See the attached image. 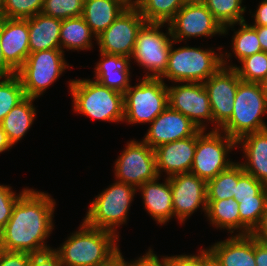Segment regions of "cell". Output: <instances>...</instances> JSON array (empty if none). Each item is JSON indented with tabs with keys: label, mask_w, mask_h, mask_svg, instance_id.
<instances>
[{
	"label": "cell",
	"mask_w": 267,
	"mask_h": 266,
	"mask_svg": "<svg viewBox=\"0 0 267 266\" xmlns=\"http://www.w3.org/2000/svg\"><path fill=\"white\" fill-rule=\"evenodd\" d=\"M48 192L28 188L14 205L12 216L0 233V249L10 252L40 253L54 226L56 200Z\"/></svg>",
	"instance_id": "cell-1"
},
{
	"label": "cell",
	"mask_w": 267,
	"mask_h": 266,
	"mask_svg": "<svg viewBox=\"0 0 267 266\" xmlns=\"http://www.w3.org/2000/svg\"><path fill=\"white\" fill-rule=\"evenodd\" d=\"M53 248L62 266H99L107 263L119 251V236L115 233L88 226L83 220L78 229Z\"/></svg>",
	"instance_id": "cell-2"
},
{
	"label": "cell",
	"mask_w": 267,
	"mask_h": 266,
	"mask_svg": "<svg viewBox=\"0 0 267 266\" xmlns=\"http://www.w3.org/2000/svg\"><path fill=\"white\" fill-rule=\"evenodd\" d=\"M68 83L76 114L108 123L123 122L124 94L90 78L70 79Z\"/></svg>",
	"instance_id": "cell-3"
},
{
	"label": "cell",
	"mask_w": 267,
	"mask_h": 266,
	"mask_svg": "<svg viewBox=\"0 0 267 266\" xmlns=\"http://www.w3.org/2000/svg\"><path fill=\"white\" fill-rule=\"evenodd\" d=\"M173 40L168 58V66L160 77L170 82H198L204 83L223 66L224 47L214 48L180 46L174 48Z\"/></svg>",
	"instance_id": "cell-4"
},
{
	"label": "cell",
	"mask_w": 267,
	"mask_h": 266,
	"mask_svg": "<svg viewBox=\"0 0 267 266\" xmlns=\"http://www.w3.org/2000/svg\"><path fill=\"white\" fill-rule=\"evenodd\" d=\"M135 194V186L114 181L93 198L82 220L90 227L105 229L120 237L117 229L128 222V213Z\"/></svg>",
	"instance_id": "cell-5"
},
{
	"label": "cell",
	"mask_w": 267,
	"mask_h": 266,
	"mask_svg": "<svg viewBox=\"0 0 267 266\" xmlns=\"http://www.w3.org/2000/svg\"><path fill=\"white\" fill-rule=\"evenodd\" d=\"M267 96L261 83L240 81L230 120L220 129L236 141L242 136L267 129Z\"/></svg>",
	"instance_id": "cell-6"
},
{
	"label": "cell",
	"mask_w": 267,
	"mask_h": 266,
	"mask_svg": "<svg viewBox=\"0 0 267 266\" xmlns=\"http://www.w3.org/2000/svg\"><path fill=\"white\" fill-rule=\"evenodd\" d=\"M124 93L123 123L150 124L168 106L167 84L160 78H138Z\"/></svg>",
	"instance_id": "cell-7"
},
{
	"label": "cell",
	"mask_w": 267,
	"mask_h": 266,
	"mask_svg": "<svg viewBox=\"0 0 267 266\" xmlns=\"http://www.w3.org/2000/svg\"><path fill=\"white\" fill-rule=\"evenodd\" d=\"M66 69L72 68L64 52L61 49H51L29 53L16 75L21 81L25 95L40 99Z\"/></svg>",
	"instance_id": "cell-8"
},
{
	"label": "cell",
	"mask_w": 267,
	"mask_h": 266,
	"mask_svg": "<svg viewBox=\"0 0 267 266\" xmlns=\"http://www.w3.org/2000/svg\"><path fill=\"white\" fill-rule=\"evenodd\" d=\"M163 27H167L165 33L162 32ZM172 42L168 24L146 22L141 27L131 60L147 70L143 78H160L165 73Z\"/></svg>",
	"instance_id": "cell-9"
},
{
	"label": "cell",
	"mask_w": 267,
	"mask_h": 266,
	"mask_svg": "<svg viewBox=\"0 0 267 266\" xmlns=\"http://www.w3.org/2000/svg\"><path fill=\"white\" fill-rule=\"evenodd\" d=\"M235 147L236 140L224 132L199 129L196 132V149L190 172L206 182L215 178L235 163L229 158Z\"/></svg>",
	"instance_id": "cell-10"
},
{
	"label": "cell",
	"mask_w": 267,
	"mask_h": 266,
	"mask_svg": "<svg viewBox=\"0 0 267 266\" xmlns=\"http://www.w3.org/2000/svg\"><path fill=\"white\" fill-rule=\"evenodd\" d=\"M113 168L116 181L136 188L158 177L155 151L142 140L128 141Z\"/></svg>",
	"instance_id": "cell-11"
},
{
	"label": "cell",
	"mask_w": 267,
	"mask_h": 266,
	"mask_svg": "<svg viewBox=\"0 0 267 266\" xmlns=\"http://www.w3.org/2000/svg\"><path fill=\"white\" fill-rule=\"evenodd\" d=\"M167 85L168 106L189 118L199 129L213 125L209 95L203 83L177 82ZM178 84V85H177ZM207 123V124H206Z\"/></svg>",
	"instance_id": "cell-12"
},
{
	"label": "cell",
	"mask_w": 267,
	"mask_h": 266,
	"mask_svg": "<svg viewBox=\"0 0 267 266\" xmlns=\"http://www.w3.org/2000/svg\"><path fill=\"white\" fill-rule=\"evenodd\" d=\"M145 23L144 17L136 7H128L97 36L99 52L131 57L138 32Z\"/></svg>",
	"instance_id": "cell-13"
},
{
	"label": "cell",
	"mask_w": 267,
	"mask_h": 266,
	"mask_svg": "<svg viewBox=\"0 0 267 266\" xmlns=\"http://www.w3.org/2000/svg\"><path fill=\"white\" fill-rule=\"evenodd\" d=\"M168 25L175 44L184 40L186 44L190 38L223 36L222 25L204 3L183 5Z\"/></svg>",
	"instance_id": "cell-14"
},
{
	"label": "cell",
	"mask_w": 267,
	"mask_h": 266,
	"mask_svg": "<svg viewBox=\"0 0 267 266\" xmlns=\"http://www.w3.org/2000/svg\"><path fill=\"white\" fill-rule=\"evenodd\" d=\"M240 81L234 68L222 66L203 83L213 116V127L210 130H220L230 120Z\"/></svg>",
	"instance_id": "cell-15"
},
{
	"label": "cell",
	"mask_w": 267,
	"mask_h": 266,
	"mask_svg": "<svg viewBox=\"0 0 267 266\" xmlns=\"http://www.w3.org/2000/svg\"><path fill=\"white\" fill-rule=\"evenodd\" d=\"M172 191L174 217L180 224L186 223L193 213L201 208L206 214L207 182L197 175L187 172L169 177Z\"/></svg>",
	"instance_id": "cell-16"
},
{
	"label": "cell",
	"mask_w": 267,
	"mask_h": 266,
	"mask_svg": "<svg viewBox=\"0 0 267 266\" xmlns=\"http://www.w3.org/2000/svg\"><path fill=\"white\" fill-rule=\"evenodd\" d=\"M199 128L182 113L169 106L151 123L141 139L151 148L193 136Z\"/></svg>",
	"instance_id": "cell-17"
},
{
	"label": "cell",
	"mask_w": 267,
	"mask_h": 266,
	"mask_svg": "<svg viewBox=\"0 0 267 266\" xmlns=\"http://www.w3.org/2000/svg\"><path fill=\"white\" fill-rule=\"evenodd\" d=\"M195 149L196 133L191 137L166 143L155 148L158 176L161 178L163 172L167 177L190 172Z\"/></svg>",
	"instance_id": "cell-18"
},
{
	"label": "cell",
	"mask_w": 267,
	"mask_h": 266,
	"mask_svg": "<svg viewBox=\"0 0 267 266\" xmlns=\"http://www.w3.org/2000/svg\"><path fill=\"white\" fill-rule=\"evenodd\" d=\"M0 42L4 59L17 71L30 53L28 21L1 18Z\"/></svg>",
	"instance_id": "cell-19"
},
{
	"label": "cell",
	"mask_w": 267,
	"mask_h": 266,
	"mask_svg": "<svg viewBox=\"0 0 267 266\" xmlns=\"http://www.w3.org/2000/svg\"><path fill=\"white\" fill-rule=\"evenodd\" d=\"M207 249L219 266H256L252 235L228 236Z\"/></svg>",
	"instance_id": "cell-20"
},
{
	"label": "cell",
	"mask_w": 267,
	"mask_h": 266,
	"mask_svg": "<svg viewBox=\"0 0 267 266\" xmlns=\"http://www.w3.org/2000/svg\"><path fill=\"white\" fill-rule=\"evenodd\" d=\"M159 179L158 176L152 181L145 182L137 188V191L141 192L146 213L160 226L174 218V210L169 177L164 178L162 183Z\"/></svg>",
	"instance_id": "cell-21"
},
{
	"label": "cell",
	"mask_w": 267,
	"mask_h": 266,
	"mask_svg": "<svg viewBox=\"0 0 267 266\" xmlns=\"http://www.w3.org/2000/svg\"><path fill=\"white\" fill-rule=\"evenodd\" d=\"M236 147L243 152V170L267 186V129L242 136Z\"/></svg>",
	"instance_id": "cell-22"
},
{
	"label": "cell",
	"mask_w": 267,
	"mask_h": 266,
	"mask_svg": "<svg viewBox=\"0 0 267 266\" xmlns=\"http://www.w3.org/2000/svg\"><path fill=\"white\" fill-rule=\"evenodd\" d=\"M99 53L101 58L95 63L93 80L124 94L132 80L131 57Z\"/></svg>",
	"instance_id": "cell-23"
},
{
	"label": "cell",
	"mask_w": 267,
	"mask_h": 266,
	"mask_svg": "<svg viewBox=\"0 0 267 266\" xmlns=\"http://www.w3.org/2000/svg\"><path fill=\"white\" fill-rule=\"evenodd\" d=\"M239 212V202L233 198L207 200L205 216L210 225L219 230H227L229 236L251 235L252 231L240 220Z\"/></svg>",
	"instance_id": "cell-24"
},
{
	"label": "cell",
	"mask_w": 267,
	"mask_h": 266,
	"mask_svg": "<svg viewBox=\"0 0 267 266\" xmlns=\"http://www.w3.org/2000/svg\"><path fill=\"white\" fill-rule=\"evenodd\" d=\"M30 53L43 50L61 49L60 28L62 20L38 13L27 18Z\"/></svg>",
	"instance_id": "cell-25"
},
{
	"label": "cell",
	"mask_w": 267,
	"mask_h": 266,
	"mask_svg": "<svg viewBox=\"0 0 267 266\" xmlns=\"http://www.w3.org/2000/svg\"><path fill=\"white\" fill-rule=\"evenodd\" d=\"M127 8L120 0H84L82 17L97 37Z\"/></svg>",
	"instance_id": "cell-26"
},
{
	"label": "cell",
	"mask_w": 267,
	"mask_h": 266,
	"mask_svg": "<svg viewBox=\"0 0 267 266\" xmlns=\"http://www.w3.org/2000/svg\"><path fill=\"white\" fill-rule=\"evenodd\" d=\"M35 100L26 96L0 123L13 146L25 137L34 123L37 114L33 104Z\"/></svg>",
	"instance_id": "cell-27"
},
{
	"label": "cell",
	"mask_w": 267,
	"mask_h": 266,
	"mask_svg": "<svg viewBox=\"0 0 267 266\" xmlns=\"http://www.w3.org/2000/svg\"><path fill=\"white\" fill-rule=\"evenodd\" d=\"M97 41L96 35L87 25L84 18L74 17L62 20L60 28V47L65 53L67 51H88L93 49V39ZM65 49V51H64Z\"/></svg>",
	"instance_id": "cell-28"
},
{
	"label": "cell",
	"mask_w": 267,
	"mask_h": 266,
	"mask_svg": "<svg viewBox=\"0 0 267 266\" xmlns=\"http://www.w3.org/2000/svg\"><path fill=\"white\" fill-rule=\"evenodd\" d=\"M239 29L235 31L234 26L236 23L223 27V36L228 34L230 28L233 32L230 45L234 57L237 58L238 62L242 59L261 52V45L258 39L257 31L247 22H239Z\"/></svg>",
	"instance_id": "cell-29"
},
{
	"label": "cell",
	"mask_w": 267,
	"mask_h": 266,
	"mask_svg": "<svg viewBox=\"0 0 267 266\" xmlns=\"http://www.w3.org/2000/svg\"><path fill=\"white\" fill-rule=\"evenodd\" d=\"M232 56L231 52L223 53V66L234 68L241 81L261 83L267 77V52L261 51L242 59L240 66L231 63Z\"/></svg>",
	"instance_id": "cell-30"
},
{
	"label": "cell",
	"mask_w": 267,
	"mask_h": 266,
	"mask_svg": "<svg viewBox=\"0 0 267 266\" xmlns=\"http://www.w3.org/2000/svg\"><path fill=\"white\" fill-rule=\"evenodd\" d=\"M239 162L220 172L215 178L207 181V200H224L233 198L238 178L244 173Z\"/></svg>",
	"instance_id": "cell-31"
},
{
	"label": "cell",
	"mask_w": 267,
	"mask_h": 266,
	"mask_svg": "<svg viewBox=\"0 0 267 266\" xmlns=\"http://www.w3.org/2000/svg\"><path fill=\"white\" fill-rule=\"evenodd\" d=\"M183 5L182 0H139L136 8L146 22L168 24Z\"/></svg>",
	"instance_id": "cell-32"
},
{
	"label": "cell",
	"mask_w": 267,
	"mask_h": 266,
	"mask_svg": "<svg viewBox=\"0 0 267 266\" xmlns=\"http://www.w3.org/2000/svg\"><path fill=\"white\" fill-rule=\"evenodd\" d=\"M243 0H206L205 6L212 13L213 17L225 27L233 23L246 21V6Z\"/></svg>",
	"instance_id": "cell-33"
},
{
	"label": "cell",
	"mask_w": 267,
	"mask_h": 266,
	"mask_svg": "<svg viewBox=\"0 0 267 266\" xmlns=\"http://www.w3.org/2000/svg\"><path fill=\"white\" fill-rule=\"evenodd\" d=\"M26 97L19 77H0V123Z\"/></svg>",
	"instance_id": "cell-34"
},
{
	"label": "cell",
	"mask_w": 267,
	"mask_h": 266,
	"mask_svg": "<svg viewBox=\"0 0 267 266\" xmlns=\"http://www.w3.org/2000/svg\"><path fill=\"white\" fill-rule=\"evenodd\" d=\"M267 206V186L255 197L239 202L240 220L253 231L259 224Z\"/></svg>",
	"instance_id": "cell-35"
},
{
	"label": "cell",
	"mask_w": 267,
	"mask_h": 266,
	"mask_svg": "<svg viewBox=\"0 0 267 266\" xmlns=\"http://www.w3.org/2000/svg\"><path fill=\"white\" fill-rule=\"evenodd\" d=\"M84 0H43L41 13L60 20L80 17Z\"/></svg>",
	"instance_id": "cell-36"
},
{
	"label": "cell",
	"mask_w": 267,
	"mask_h": 266,
	"mask_svg": "<svg viewBox=\"0 0 267 266\" xmlns=\"http://www.w3.org/2000/svg\"><path fill=\"white\" fill-rule=\"evenodd\" d=\"M43 8V0H4L3 18L27 19Z\"/></svg>",
	"instance_id": "cell-37"
},
{
	"label": "cell",
	"mask_w": 267,
	"mask_h": 266,
	"mask_svg": "<svg viewBox=\"0 0 267 266\" xmlns=\"http://www.w3.org/2000/svg\"><path fill=\"white\" fill-rule=\"evenodd\" d=\"M27 189L28 187L17 194L10 185L0 184V233L12 216L17 200Z\"/></svg>",
	"instance_id": "cell-38"
},
{
	"label": "cell",
	"mask_w": 267,
	"mask_h": 266,
	"mask_svg": "<svg viewBox=\"0 0 267 266\" xmlns=\"http://www.w3.org/2000/svg\"><path fill=\"white\" fill-rule=\"evenodd\" d=\"M266 186L253 177L251 174L244 172L239 178L233 199L237 202L247 198H255Z\"/></svg>",
	"instance_id": "cell-39"
},
{
	"label": "cell",
	"mask_w": 267,
	"mask_h": 266,
	"mask_svg": "<svg viewBox=\"0 0 267 266\" xmlns=\"http://www.w3.org/2000/svg\"><path fill=\"white\" fill-rule=\"evenodd\" d=\"M170 266H209V250H198L197 254H180L170 256Z\"/></svg>",
	"instance_id": "cell-40"
},
{
	"label": "cell",
	"mask_w": 267,
	"mask_h": 266,
	"mask_svg": "<svg viewBox=\"0 0 267 266\" xmlns=\"http://www.w3.org/2000/svg\"><path fill=\"white\" fill-rule=\"evenodd\" d=\"M31 254L0 249V266H29Z\"/></svg>",
	"instance_id": "cell-41"
},
{
	"label": "cell",
	"mask_w": 267,
	"mask_h": 266,
	"mask_svg": "<svg viewBox=\"0 0 267 266\" xmlns=\"http://www.w3.org/2000/svg\"><path fill=\"white\" fill-rule=\"evenodd\" d=\"M155 254L152 248H149L148 251L136 260H130L131 266H170V256H160Z\"/></svg>",
	"instance_id": "cell-42"
},
{
	"label": "cell",
	"mask_w": 267,
	"mask_h": 266,
	"mask_svg": "<svg viewBox=\"0 0 267 266\" xmlns=\"http://www.w3.org/2000/svg\"><path fill=\"white\" fill-rule=\"evenodd\" d=\"M29 266H62L58 253L52 248L31 254Z\"/></svg>",
	"instance_id": "cell-43"
},
{
	"label": "cell",
	"mask_w": 267,
	"mask_h": 266,
	"mask_svg": "<svg viewBox=\"0 0 267 266\" xmlns=\"http://www.w3.org/2000/svg\"><path fill=\"white\" fill-rule=\"evenodd\" d=\"M251 15L254 20L251 26H267V0H261Z\"/></svg>",
	"instance_id": "cell-44"
},
{
	"label": "cell",
	"mask_w": 267,
	"mask_h": 266,
	"mask_svg": "<svg viewBox=\"0 0 267 266\" xmlns=\"http://www.w3.org/2000/svg\"><path fill=\"white\" fill-rule=\"evenodd\" d=\"M254 255L256 266H267V243L254 238Z\"/></svg>",
	"instance_id": "cell-45"
},
{
	"label": "cell",
	"mask_w": 267,
	"mask_h": 266,
	"mask_svg": "<svg viewBox=\"0 0 267 266\" xmlns=\"http://www.w3.org/2000/svg\"><path fill=\"white\" fill-rule=\"evenodd\" d=\"M251 235L258 241L267 243V206L265 212L263 213L259 224L251 232Z\"/></svg>",
	"instance_id": "cell-46"
},
{
	"label": "cell",
	"mask_w": 267,
	"mask_h": 266,
	"mask_svg": "<svg viewBox=\"0 0 267 266\" xmlns=\"http://www.w3.org/2000/svg\"><path fill=\"white\" fill-rule=\"evenodd\" d=\"M0 41H1V19H0ZM15 74L16 71L4 59L0 42V77H11Z\"/></svg>",
	"instance_id": "cell-47"
},
{
	"label": "cell",
	"mask_w": 267,
	"mask_h": 266,
	"mask_svg": "<svg viewBox=\"0 0 267 266\" xmlns=\"http://www.w3.org/2000/svg\"><path fill=\"white\" fill-rule=\"evenodd\" d=\"M121 250L112 257L107 263L99 265V266H131L130 261L125 260L123 257Z\"/></svg>",
	"instance_id": "cell-48"
},
{
	"label": "cell",
	"mask_w": 267,
	"mask_h": 266,
	"mask_svg": "<svg viewBox=\"0 0 267 266\" xmlns=\"http://www.w3.org/2000/svg\"><path fill=\"white\" fill-rule=\"evenodd\" d=\"M252 27L257 31L262 51L267 52V26H252Z\"/></svg>",
	"instance_id": "cell-49"
},
{
	"label": "cell",
	"mask_w": 267,
	"mask_h": 266,
	"mask_svg": "<svg viewBox=\"0 0 267 266\" xmlns=\"http://www.w3.org/2000/svg\"><path fill=\"white\" fill-rule=\"evenodd\" d=\"M13 148V145L8 139V136L6 133L3 131V128L0 124V153L6 152L7 150Z\"/></svg>",
	"instance_id": "cell-50"
},
{
	"label": "cell",
	"mask_w": 267,
	"mask_h": 266,
	"mask_svg": "<svg viewBox=\"0 0 267 266\" xmlns=\"http://www.w3.org/2000/svg\"><path fill=\"white\" fill-rule=\"evenodd\" d=\"M127 7H136L139 3V0H120Z\"/></svg>",
	"instance_id": "cell-51"
},
{
	"label": "cell",
	"mask_w": 267,
	"mask_h": 266,
	"mask_svg": "<svg viewBox=\"0 0 267 266\" xmlns=\"http://www.w3.org/2000/svg\"><path fill=\"white\" fill-rule=\"evenodd\" d=\"M206 0H182L184 5L187 4H202L205 3Z\"/></svg>",
	"instance_id": "cell-52"
},
{
	"label": "cell",
	"mask_w": 267,
	"mask_h": 266,
	"mask_svg": "<svg viewBox=\"0 0 267 266\" xmlns=\"http://www.w3.org/2000/svg\"><path fill=\"white\" fill-rule=\"evenodd\" d=\"M261 85L263 87L265 95L267 96V77L261 82Z\"/></svg>",
	"instance_id": "cell-53"
},
{
	"label": "cell",
	"mask_w": 267,
	"mask_h": 266,
	"mask_svg": "<svg viewBox=\"0 0 267 266\" xmlns=\"http://www.w3.org/2000/svg\"><path fill=\"white\" fill-rule=\"evenodd\" d=\"M209 266H219L217 263L214 262V259L209 251Z\"/></svg>",
	"instance_id": "cell-54"
},
{
	"label": "cell",
	"mask_w": 267,
	"mask_h": 266,
	"mask_svg": "<svg viewBox=\"0 0 267 266\" xmlns=\"http://www.w3.org/2000/svg\"><path fill=\"white\" fill-rule=\"evenodd\" d=\"M4 0H0V19L3 18Z\"/></svg>",
	"instance_id": "cell-55"
}]
</instances>
